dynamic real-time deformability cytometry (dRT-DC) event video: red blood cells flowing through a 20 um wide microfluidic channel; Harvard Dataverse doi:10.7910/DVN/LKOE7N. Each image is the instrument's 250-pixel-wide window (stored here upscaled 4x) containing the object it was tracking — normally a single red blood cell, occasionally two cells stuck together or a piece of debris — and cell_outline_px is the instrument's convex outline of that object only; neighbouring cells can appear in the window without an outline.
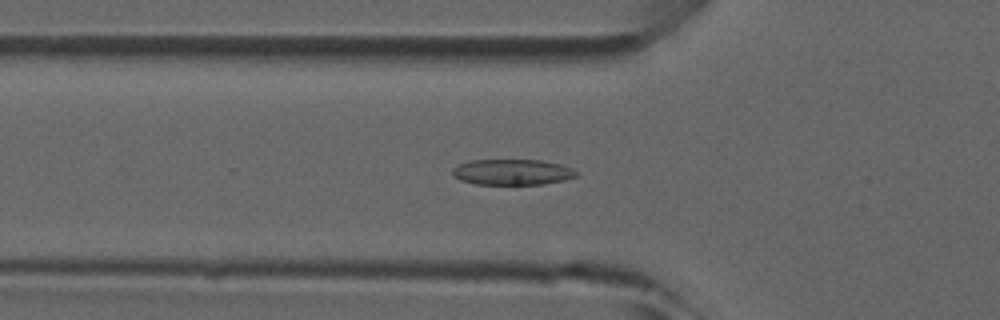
{"species": "common noctule bat (a hibernating species)", "species_latin": "Nyctalus noctula", "temperature_condition": "room temperature", "stored_images_in_passage": 27, "camera_frame_rate_fps": 3000, "um_per_image_px": 0.085, "animal": {"sex": "male", "forearm_length_mm": 52.5}, "frame": {"image": 1, "passage_image": 12, "time_ms": 3.667, "image_size_px": [1000, 320], "cell_outline_px": [[576, 176], [564, 180], [544, 184], [476, 184], [460, 180], [452, 176], [452, 168], [468, 160], [544, 160], [560, 164], [572, 168], [576, 172]], "centroid_in_image_um": [43.51, 14.62], "position_along_channel_um": 82.3, "area_um2": 18.61}}
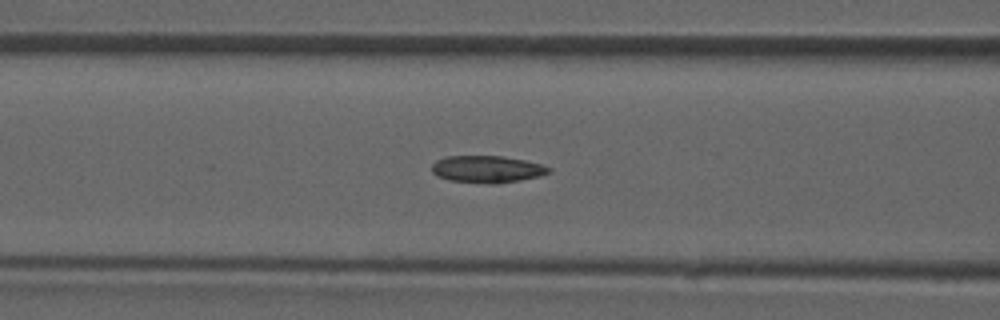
{"frame": {"image": 2, "passage_image": 15, "time_ms": 4.667, "image_size_px": [1000, 320], "cell_outline_px": [[552, 172], [540, 176], [520, 180], [496, 184], [492, 184], [448, 180], [436, 176], [432, 172], [432, 164], [436, 160], [444, 156], [500, 156], [524, 160], [544, 164], [552, 168]], "centroid_in_image_um": [41.42, 14.38], "position_along_channel_um": 125.2, "area_um2": 18.67}}